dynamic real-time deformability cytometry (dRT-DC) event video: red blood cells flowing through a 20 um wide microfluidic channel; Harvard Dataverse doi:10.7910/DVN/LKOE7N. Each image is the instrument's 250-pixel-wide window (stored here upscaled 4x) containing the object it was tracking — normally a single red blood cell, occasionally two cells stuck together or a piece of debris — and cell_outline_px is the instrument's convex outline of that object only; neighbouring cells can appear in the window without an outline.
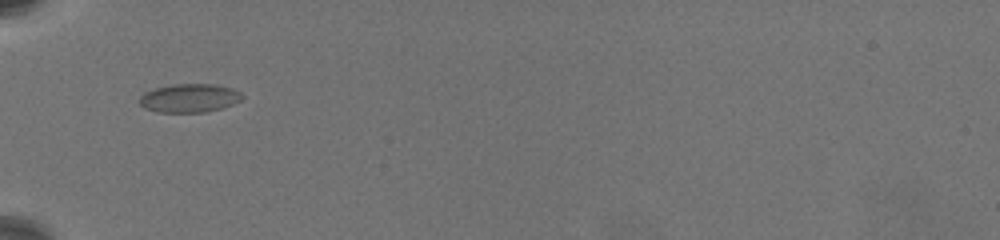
{"species": "common noctule bat (a hibernating species)", "species_latin": "Nyctalus noctula", "temperature_condition": "warm", "stored_images_in_passage": 6, "camera_frame_rate_fps": 3000, "um_per_image_px": 0.085, "animal": {"sex": "female", "body_mass_g": 19.5, "forearm_length_mm": 54.1}, "frame": {"image": 1, "passage_image": 1, "time_ms": 0.0, "image_size_px": [1000, 240], "cell_outline_px": [[244, 96], [240, 100], [224, 108], [204, 112], [156, 112], [144, 108], [140, 104], [140, 96], [144, 92], [156, 88], [172, 84], [216, 84], [232, 88], [240, 92]], "centroid_in_image_um": [16.1, 8.33], "position_along_channel_um": 68.9, "area_um2": 17.17}}
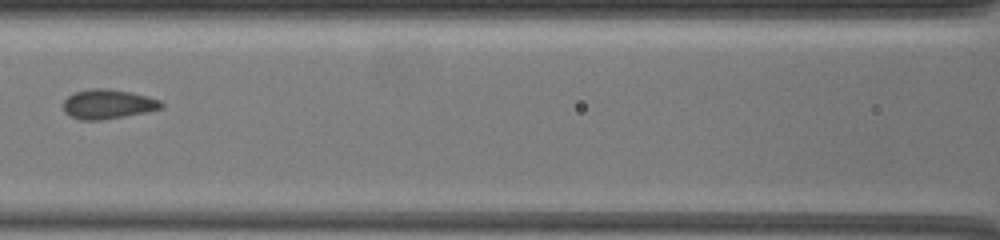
{"frame": {"image": 2, "passage_image": 4, "time_ms": 2.667, "image_size_px": [1000, 240], "cell_outline_px": [[164, 108], [148, 112], [100, 120], [80, 120], [64, 112], [64, 100], [68, 96], [76, 92], [92, 88], [108, 88], [132, 92], [148, 96], [160, 100], [164, 104]], "centroid_in_image_um": [9.22, 8.84], "position_along_channel_um": 157.4, "area_um2": 16.94}}
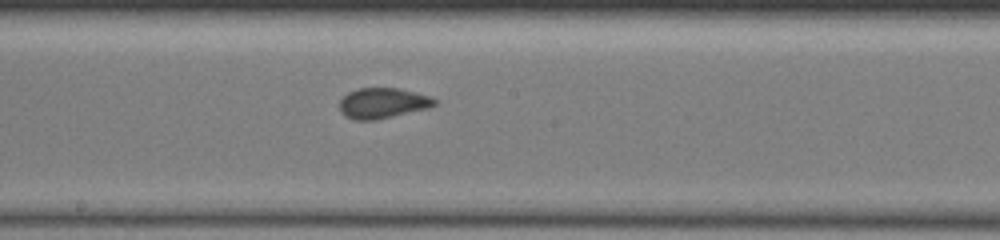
{"frame": {"image": 3, "passage_image": 6, "time_ms": 4.333, "image_size_px": [1000, 240], "cell_outline_px": [[436, 104], [428, 108], [376, 120], [356, 120], [344, 116], [340, 112], [340, 100], [348, 92], [360, 88], [400, 88], [432, 96], [436, 100]], "centroid_in_image_um": [32.53, 8.76], "position_along_channel_um": 215.7, "area_um2": 16.94}}